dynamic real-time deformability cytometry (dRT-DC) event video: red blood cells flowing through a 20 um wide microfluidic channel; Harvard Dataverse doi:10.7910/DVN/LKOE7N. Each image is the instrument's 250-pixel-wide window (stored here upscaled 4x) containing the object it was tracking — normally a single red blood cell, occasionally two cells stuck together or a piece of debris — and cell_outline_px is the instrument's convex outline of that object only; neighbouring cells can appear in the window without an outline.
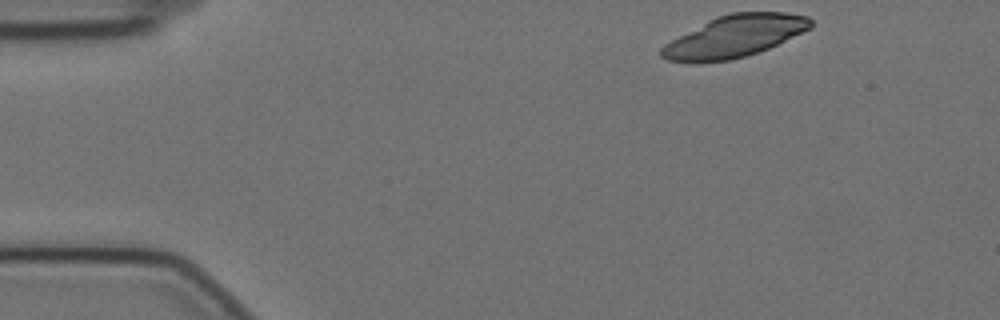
{"species": "Egyptian fruit bat (a non-hibernating species)", "species_latin": "Rousettus aegyptiacus", "temperature_condition": "cold", "stored_images_in_passage": 30, "camera_frame_rate_fps": 3000, "um_per_image_px": 0.085, "animal": {"sex": "female"}, "frame": {"image": 1, "passage_image": 1, "time_ms": 0.0, "image_size_px": [1000, 320], "cell_outline_px": [[812, 28], [760, 52], [728, 60], [668, 60], [660, 56], [660, 48], [664, 44], [720, 16], [732, 12], [788, 12], [808, 16], [812, 20]], "centroid_in_image_um": [62.55, 3.06], "position_along_channel_um": 22.4, "area_um2": 35.26}}